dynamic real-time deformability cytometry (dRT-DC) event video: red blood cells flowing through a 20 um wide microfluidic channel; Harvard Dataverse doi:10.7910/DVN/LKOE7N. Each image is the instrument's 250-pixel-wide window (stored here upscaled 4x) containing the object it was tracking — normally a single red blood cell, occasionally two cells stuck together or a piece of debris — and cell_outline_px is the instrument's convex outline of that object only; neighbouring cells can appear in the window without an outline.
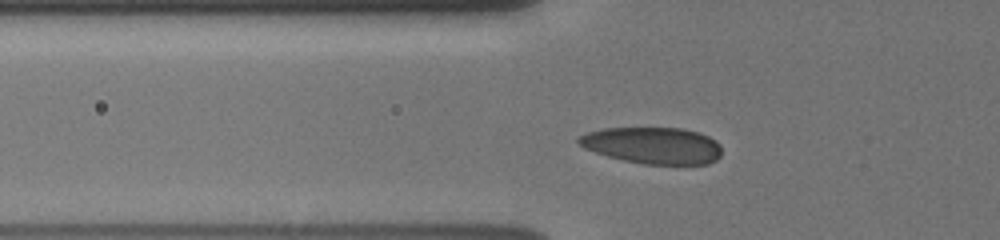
{"species": "human", "species_latin": "Homo sapiens", "temperature_condition": "cold", "stored_images_in_passage": 46, "camera_frame_rate_fps": 3000, "um_per_image_px": 0.085, "donor": {"sex": "male"}, "frame": {"image": 1, "passage_image": 11, "time_ms": 3.333, "image_size_px": [1000, 240], "cell_outline_px": [[720, 156], [716, 160], [708, 164], [644, 164], [624, 160], [608, 156], [584, 148], [576, 144], [576, 136], [588, 132], [604, 128], [684, 128], [708, 136], [716, 140], [720, 144]], "centroid_in_image_um": [55.46, 12.36], "position_along_channel_um": 70.3, "area_um2": 30.63}}
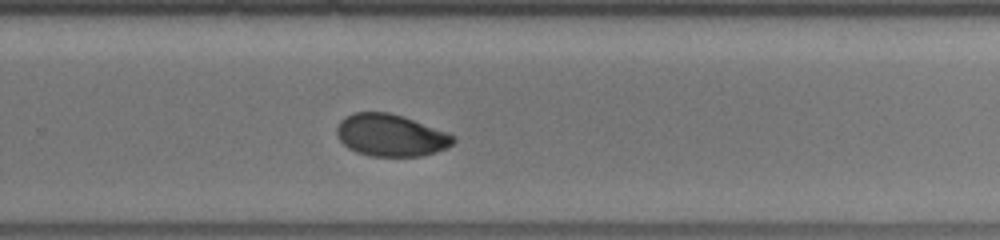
{"frame": {"image": 2, "passage_image": 29, "time_ms": 9.333, "image_size_px": [1000, 240], "cell_outline_px": [[456, 140], [452, 144], [436, 152], [420, 156], [368, 156], [356, 152], [348, 148], [340, 140], [336, 132], [336, 128], [340, 120], [344, 116], [352, 112], [388, 112], [404, 116], [448, 132], [456, 136]], "centroid_in_image_um": [33.2, 11.49], "position_along_channel_um": 296.6, "area_um2": 28.84}}
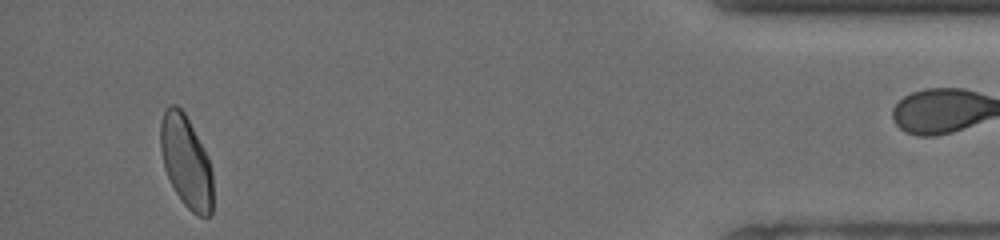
{"frame": {"image": 3, "passage_image": 43, "time_ms": 14.0, "image_size_px": [1000, 240], "cell_outline_px": [[212, 212], [208, 216], [196, 216], [184, 204], [176, 192], [164, 168], [160, 148], [160, 124], [164, 108], [168, 104], [176, 104], [184, 112], [204, 148], [208, 156], [212, 168]], "centroid_in_image_um": [15.81, 13.71], "position_along_channel_um": 419.4, "area_um2": 28.21}, "authors_computed_cell_mechanics": {"area_um2": 29.1023, "velocity_mm_per_s": 3.8283, "shape_relaxation_time_tau1_ms": 4.2943, "shape_relaxation_time_tau2_ms": 1.8105, "deformation_change_tau1": 0.1129, "deformation_change_tau2": 0.0412}}